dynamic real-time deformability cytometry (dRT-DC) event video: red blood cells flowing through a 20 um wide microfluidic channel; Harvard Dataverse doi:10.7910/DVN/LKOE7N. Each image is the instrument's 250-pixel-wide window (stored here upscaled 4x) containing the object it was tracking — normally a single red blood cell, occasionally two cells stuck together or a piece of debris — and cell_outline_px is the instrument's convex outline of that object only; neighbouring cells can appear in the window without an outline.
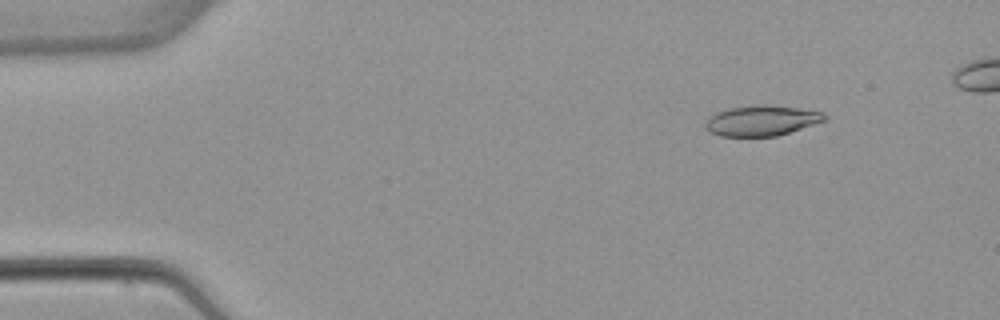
{"species": "common noctule bat (a hibernating species)", "species_latin": "Nyctalus noctula", "temperature_condition": "warm", "stored_images_in_passage": 5, "camera_frame_rate_fps": 3000, "um_per_image_px": 0.085, "animal": {"sex": "female", "body_mass_g": 22.7, "forearm_length_mm": 54.2}, "frame": {"image": 1, "passage_image": 2, "time_ms": 1.0, "image_size_px": [1000, 320], "cell_outline_px": [[828, 120], [776, 136], [720, 136], [708, 132], [704, 128], [704, 120], [708, 116], [716, 112], [728, 108], [764, 104], [800, 108], [824, 112], [828, 116]], "centroid_in_image_um": [64.71, 10.25], "position_along_channel_um": 20.3, "area_um2": 21.44}}